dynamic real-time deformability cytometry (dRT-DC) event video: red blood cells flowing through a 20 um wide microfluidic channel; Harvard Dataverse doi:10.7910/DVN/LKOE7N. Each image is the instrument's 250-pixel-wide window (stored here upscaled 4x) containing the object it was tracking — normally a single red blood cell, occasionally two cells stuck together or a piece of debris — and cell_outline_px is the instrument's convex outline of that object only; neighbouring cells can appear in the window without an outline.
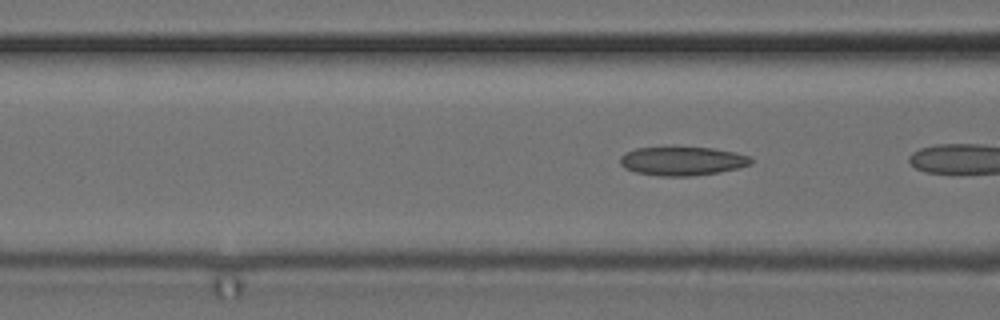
{"species": "common noctule bat (a hibernating species)", "species_latin": "Nyctalus noctula", "temperature_condition": "cold", "stored_images_in_passage": 4, "camera_frame_rate_fps": 3000, "um_per_image_px": 0.085, "animal": {"sex": "female", "body_mass_g": 24.6, "forearm_length_mm": 56.2}, "frame": {"image": 1, "passage_image": 4, "time_ms": 1.0, "image_size_px": [1000, 320], "cell_outline_px": [[752, 164], [740, 168], [720, 172], [688, 176], [660, 176], [636, 172], [624, 168], [620, 164], [620, 156], [624, 152], [636, 148], [668, 144], [712, 148], [736, 152], [752, 156]], "centroid_in_image_um": [57.98, 13.64], "position_along_channel_um": 108.6, "area_um2": 23.06}}